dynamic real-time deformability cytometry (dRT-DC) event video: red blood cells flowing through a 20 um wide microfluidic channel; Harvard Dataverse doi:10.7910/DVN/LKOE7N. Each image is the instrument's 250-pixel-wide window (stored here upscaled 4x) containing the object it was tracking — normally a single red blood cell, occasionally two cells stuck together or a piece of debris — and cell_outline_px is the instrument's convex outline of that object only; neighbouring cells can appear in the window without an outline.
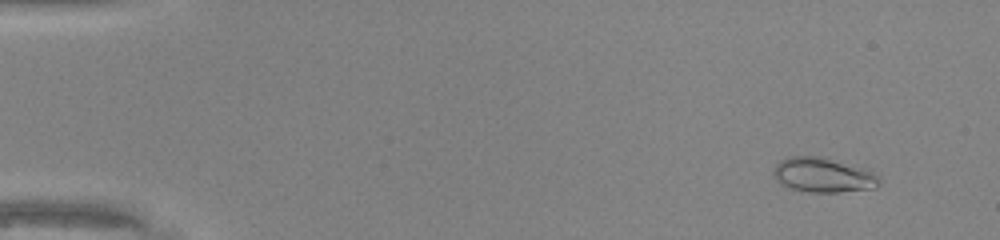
{"species": "common noctule bat (a hibernating species)", "species_latin": "Nyctalus noctula", "temperature_condition": "warm", "stored_images_in_passage": 50, "camera_frame_rate_fps": 3000, "um_per_image_px": 0.085, "animal": {"sex": "male", "body_mass_g": 20.0, "forearm_length_mm": 53.3}, "frame": {"image": 1, "passage_image": 5, "time_ms": 1.333, "image_size_px": [1000, 240], "cell_outline_px": [[880, 184], [876, 188], [840, 192], [808, 192], [792, 188], [780, 184], [776, 180], [772, 172], [776, 164], [780, 160], [788, 156], [820, 156], [872, 168], [880, 180]], "centroid_in_image_um": [70.02, 14.86], "position_along_channel_um": 15.0, "area_um2": 21.96}}
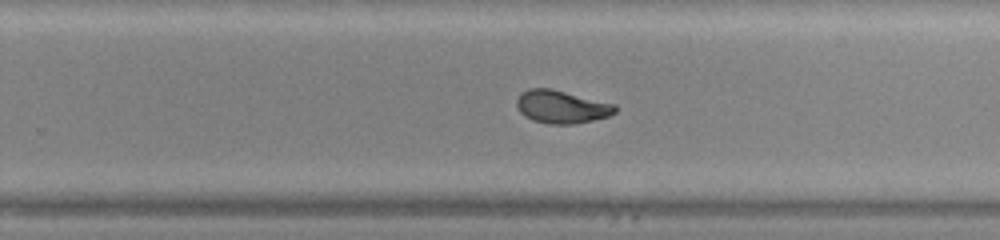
{"frame": {"image": 2, "passage_image": 33, "time_ms": 10.667, "image_size_px": [1000, 240], "cell_outline_px": [[616, 112], [608, 116], [592, 120], [572, 124], [548, 124], [532, 120], [524, 116], [520, 112], [516, 104], [516, 100], [520, 92], [528, 88], [552, 88], [616, 104]], "centroid_in_image_um": [47.7, 9.06], "position_along_channel_um": 282.1, "area_um2": 19.07}}
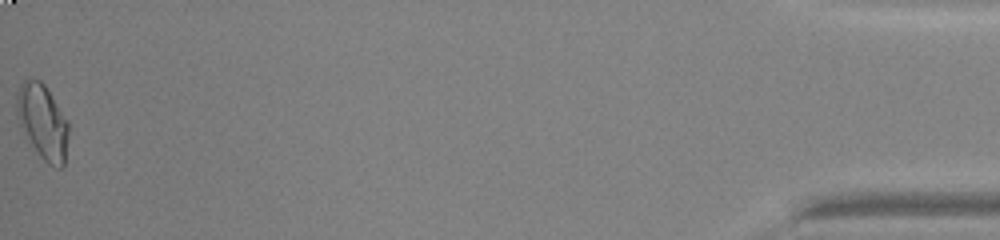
{"frame": {"image": 3, "passage_image": 50, "time_ms": 16.333, "image_size_px": [1000, 240], "cell_outline_px": [[68, 136], [64, 164], [60, 168], [56, 168], [48, 164], [40, 156], [28, 140], [20, 124], [16, 112], [16, 92], [20, 84], [28, 76], [40, 80], [44, 84], [68, 120]], "centroid_in_image_um": [3.61, 10.31], "position_along_channel_um": 431.6, "area_um2": 22.72}, "authors_computed_cell_mechanics": {"area_um2": 19.2474, "velocity_mm_per_s": 4.278, "shape_relaxation_time_tau1_ms": 3.7714, "shape_relaxation_time_tau2_ms": 0.7567, "deformation_change_tau1": 0.1855, "deformation_change_tau2": 0.0672}}